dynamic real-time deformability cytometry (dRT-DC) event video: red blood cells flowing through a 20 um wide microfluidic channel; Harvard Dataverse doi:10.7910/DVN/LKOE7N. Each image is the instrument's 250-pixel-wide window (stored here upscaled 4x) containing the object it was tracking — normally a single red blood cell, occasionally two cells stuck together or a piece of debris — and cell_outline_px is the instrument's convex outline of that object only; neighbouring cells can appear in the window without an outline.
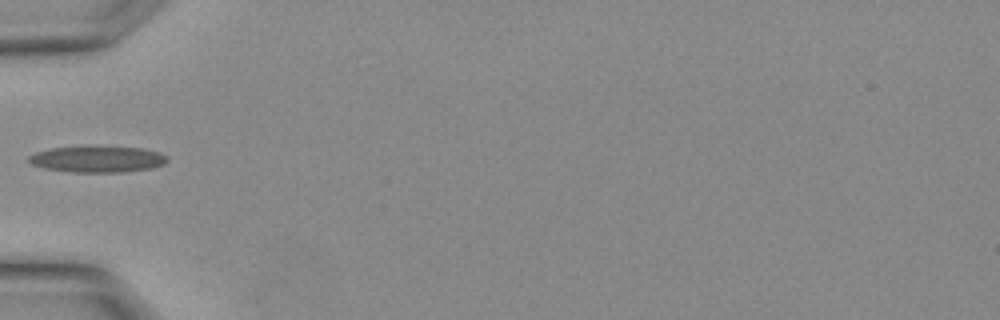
{"species": "Egyptian fruit bat (a non-hibernating species)", "species_latin": "Rousettus aegyptiacus", "temperature_condition": "warm", "stored_images_in_passage": 2, "camera_frame_rate_fps": 3000, "um_per_image_px": 0.085, "animal": {"sex": "female"}, "frame": {"image": 1, "passage_image": 1, "time_ms": 0.0, "image_size_px": [1000, 320], "cell_outline_px": [[168, 160], [164, 164], [152, 168], [120, 172], [68, 172], [44, 168], [32, 164], [28, 160], [28, 156], [36, 152], [52, 148], [92, 144], [140, 148], [160, 152], [168, 156]], "centroid_in_image_um": [8.29, 13.49], "position_along_channel_um": 76.7, "area_um2": 21.91}}